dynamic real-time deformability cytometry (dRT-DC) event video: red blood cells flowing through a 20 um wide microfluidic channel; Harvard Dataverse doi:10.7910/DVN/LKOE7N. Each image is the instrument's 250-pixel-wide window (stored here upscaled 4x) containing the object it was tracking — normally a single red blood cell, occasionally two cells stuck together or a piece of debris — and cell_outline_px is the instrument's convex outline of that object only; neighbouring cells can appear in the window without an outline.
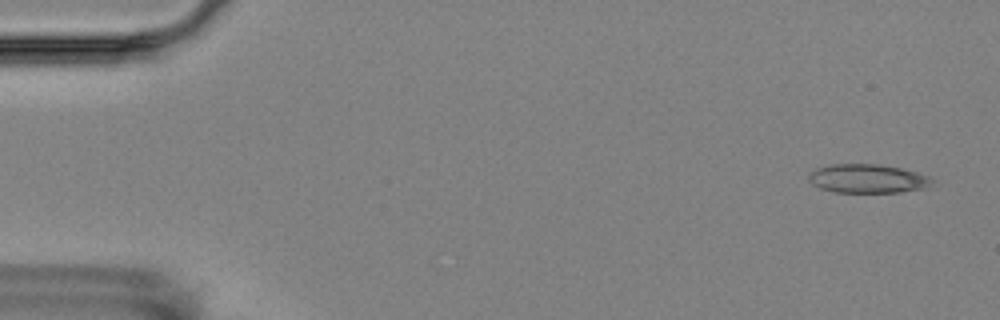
{"species": "Egyptian fruit bat (a non-hibernating species)", "species_latin": "Rousettus aegyptiacus", "temperature_condition": "room temperature", "stored_images_in_passage": 5, "camera_frame_rate_fps": 3000, "um_per_image_px": 0.085, "animal": {"sex": "female"}, "frame": {"image": 1, "passage_image": 1, "time_ms": 0.0, "image_size_px": [1000, 320], "cell_outline_px": [[932, 180], [924, 188], [900, 192], [832, 192], [820, 188], [812, 184], [808, 180], [808, 176], [816, 168], [832, 164], [880, 164], [900, 168], [916, 172], [928, 176]], "centroid_in_image_um": [73.69, 15.18], "position_along_channel_um": 11.3, "area_um2": 20.52}}